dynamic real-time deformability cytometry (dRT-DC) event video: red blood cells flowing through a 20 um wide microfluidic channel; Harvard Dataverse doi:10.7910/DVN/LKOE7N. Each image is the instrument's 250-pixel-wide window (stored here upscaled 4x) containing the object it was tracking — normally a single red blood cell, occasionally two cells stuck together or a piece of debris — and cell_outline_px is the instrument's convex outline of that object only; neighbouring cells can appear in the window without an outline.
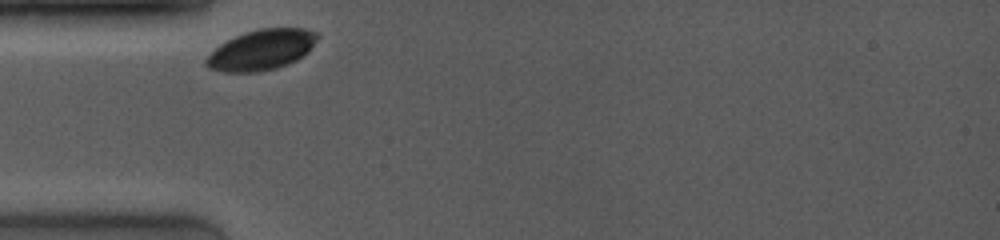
{"species": "common noctule bat (a hibernating species)", "species_latin": "Nyctalus noctula", "temperature_condition": "room temperature", "stored_images_in_passage": 26, "camera_frame_rate_fps": 4000, "um_per_image_px": 0.085, "animal": {"sex": "female", "body_mass_g": 19.0, "forearm_length_mm": 53.3}, "frame": {"image": 1, "passage_image": 1, "time_ms": 0.0, "image_size_px": [1000, 240], "cell_outline_px": [[320, 36], [308, 52], [296, 60], [288, 64], [276, 68], [256, 72], [224, 72], [208, 68], [204, 64], [204, 60], [220, 44], [244, 32], [260, 28], [304, 28], [316, 32]], "centroid_in_image_um": [22.23, 4.23], "position_along_channel_um": 62.8, "area_um2": 26.18}}
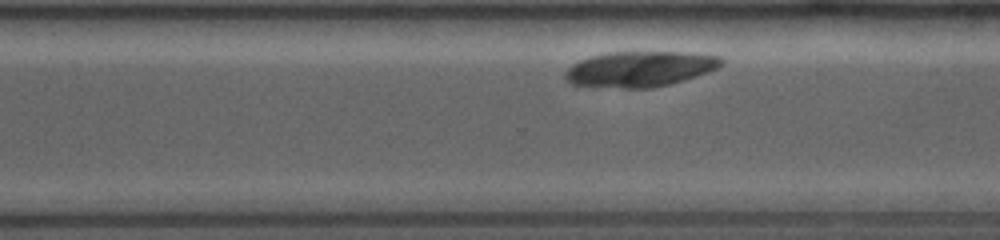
{"frame": {"image": 2, "passage_image": 22, "time_ms": 7.0, "image_size_px": [1000, 240], "cell_outline_px": [[724, 64], [708, 72], [684, 80], [652, 88], [592, 88], [572, 84], [564, 80], [564, 72], [572, 64], [580, 60], [592, 56], [608, 52], [676, 52], [720, 56], [724, 60]], "centroid_in_image_um": [54.32, 5.88], "position_along_channel_um": 316.3, "area_um2": 32.6}}
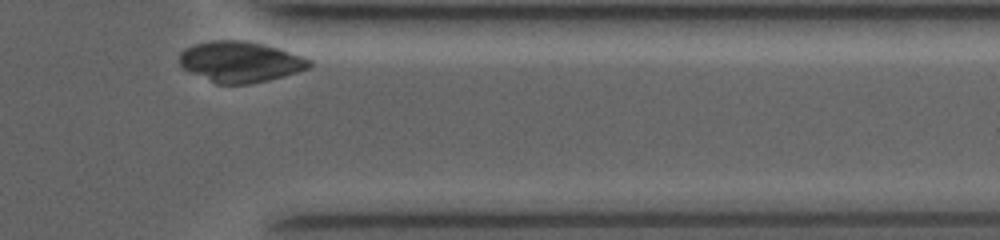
{"frame": {"image": 3, "passage_image": 26, "time_ms": 9.0, "image_size_px": [1000, 240], "cell_outline_px": [[312, 64], [308, 68], [296, 72], [268, 80], [248, 84], [216, 84], [184, 68], [180, 64], [180, 52], [184, 48], [196, 44], [212, 40], [248, 40], [264, 44], [304, 56], [312, 60]], "centroid_in_image_um": [20.44, 5.24], "position_along_channel_um": 391.0, "area_um2": 30.75}}